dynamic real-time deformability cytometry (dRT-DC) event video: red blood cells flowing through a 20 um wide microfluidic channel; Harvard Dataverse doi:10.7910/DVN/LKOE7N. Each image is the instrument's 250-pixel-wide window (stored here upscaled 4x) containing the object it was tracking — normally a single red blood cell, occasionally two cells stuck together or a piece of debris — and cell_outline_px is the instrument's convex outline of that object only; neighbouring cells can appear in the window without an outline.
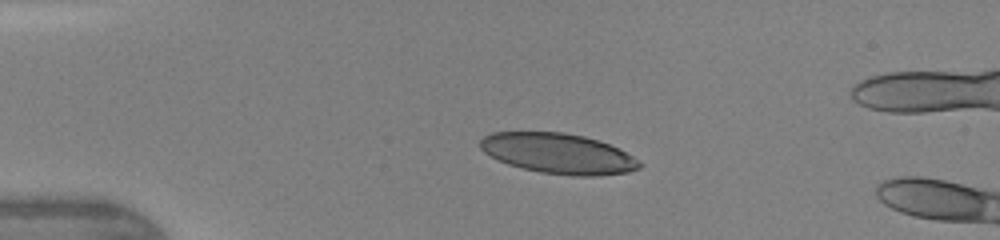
{"species": "human", "species_latin": "Homo sapiens", "temperature_condition": "warm", "stored_images_in_passage": 38, "segment_of_instrument_passage": [1, 2], "camera_frame_rate_fps": 3000, "um_per_image_px": 0.085, "donor": {"sex": "female"}, "frame": {"image": 1, "passage_image": 1, "time_ms": 0.0, "image_size_px": [1000, 240], "cell_outline_px": [[640, 168], [628, 172], [596, 176], [572, 176], [540, 172], [508, 164], [484, 152], [480, 148], [480, 140], [484, 136], [492, 132], [564, 132], [584, 136], [620, 148], [632, 156], [640, 164]], "centroid_in_image_um": [47.45, 13.04], "position_along_channel_um": 37.6, "area_um2": 37.17}}
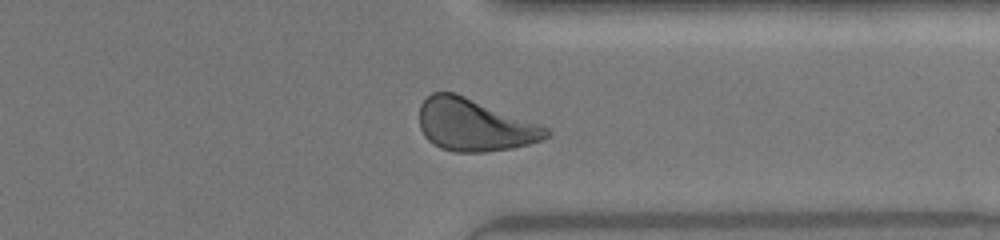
{"frame": {"image": 2, "passage_image": 27, "time_ms": 8.667, "image_size_px": [1000, 240], "cell_outline_px": [[552, 132], [544, 140], [512, 148], [484, 152], [456, 152], [440, 148], [428, 140], [424, 136], [420, 128], [420, 104], [432, 92], [456, 92], [540, 124], [548, 128]], "centroid_in_image_um": [40.34, 10.62], "position_along_channel_um": 371.1, "area_um2": 38.84}}
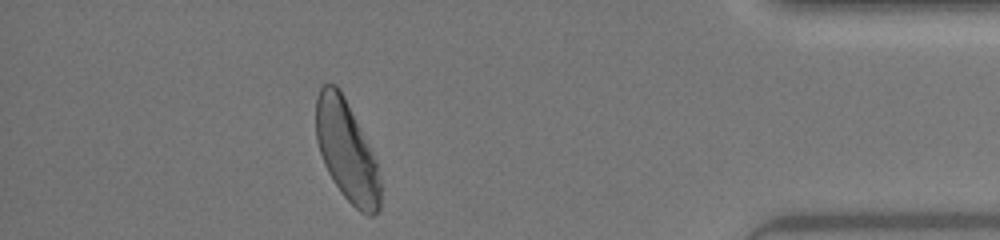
{"frame": {"image": 3, "passage_image": 32, "time_ms": 10.333, "image_size_px": [1000, 240], "cell_outline_px": [[380, 212], [372, 216], [368, 216], [360, 212], [340, 192], [332, 180], [324, 164], [316, 140], [316, 96], [320, 88], [324, 84], [336, 84], [340, 88], [376, 160], [380, 180]], "centroid_in_image_um": [29.46, 12.85], "position_along_channel_um": 405.7, "area_um2": 37.57}}